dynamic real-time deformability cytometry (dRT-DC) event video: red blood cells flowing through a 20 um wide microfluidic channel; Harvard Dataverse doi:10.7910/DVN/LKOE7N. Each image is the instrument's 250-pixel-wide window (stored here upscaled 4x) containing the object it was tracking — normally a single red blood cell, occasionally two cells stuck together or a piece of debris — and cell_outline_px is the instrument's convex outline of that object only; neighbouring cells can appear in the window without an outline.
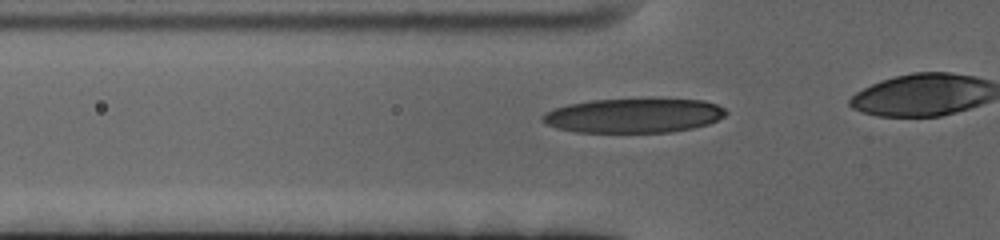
{"species": "human", "species_latin": "Homo sapiens", "temperature_condition": "cold", "stored_images_in_passage": 23, "camera_frame_rate_fps": 3000, "um_per_image_px": 0.085, "donor": {"sex": "female"}, "frame": {"image": 1, "passage_image": 16, "time_ms": 5.0, "image_size_px": [1000, 240], "cell_outline_px": [[728, 112], [724, 116], [708, 124], [692, 128], [672, 132], [576, 132], [556, 128], [540, 120], [540, 116], [544, 112], [568, 104], [592, 100], [704, 100], [716, 104], [724, 108]], "centroid_in_image_um": [53.83, 9.84], "position_along_channel_um": 72.0, "area_um2": 36.41}}
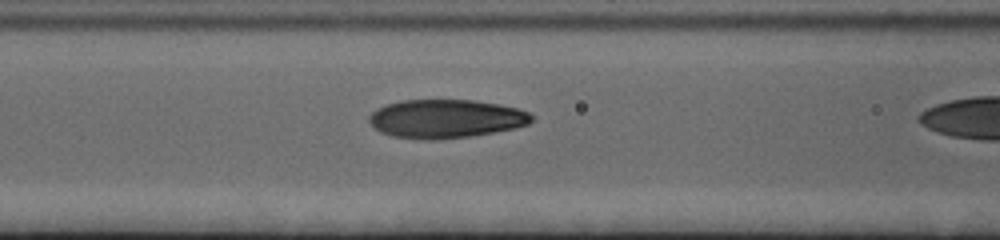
{"frame": {"image": 2, "passage_image": 21, "time_ms": 6.667, "image_size_px": [1000, 240], "cell_outline_px": [[532, 120], [528, 124], [516, 128], [468, 136], [436, 140], [428, 140], [392, 136], [380, 132], [368, 120], [368, 116], [376, 108], [400, 100], [476, 100], [516, 108], [528, 112], [532, 116]], "centroid_in_image_um": [37.86, 10.09], "position_along_channel_um": 128.7, "area_um2": 36.36}}